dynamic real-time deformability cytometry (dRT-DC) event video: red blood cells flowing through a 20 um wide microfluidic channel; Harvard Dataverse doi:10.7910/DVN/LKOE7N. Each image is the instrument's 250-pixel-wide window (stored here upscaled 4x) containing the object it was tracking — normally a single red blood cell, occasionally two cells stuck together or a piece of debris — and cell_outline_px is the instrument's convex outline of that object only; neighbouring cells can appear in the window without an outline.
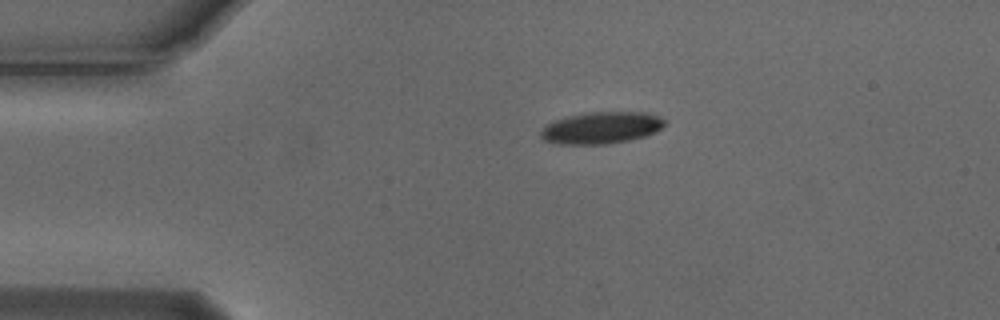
{"species": "Egyptian fruit bat (a non-hibernating species)", "species_latin": "Rousettus aegyptiacus", "temperature_condition": "cold", "stored_images_in_passage": 45, "camera_frame_rate_fps": 3000, "um_per_image_px": 0.085, "animal": {"sex": "male"}, "frame": {"image": 1, "passage_image": 1, "time_ms": 0.0, "image_size_px": [1000, 320], "cell_outline_px": [[664, 124], [656, 132], [644, 136], [628, 140], [604, 144], [556, 144], [544, 140], [540, 136], [540, 132], [548, 124], [556, 120], [568, 116], [588, 112], [644, 112], [660, 116], [664, 120]], "centroid_in_image_um": [51.11, 10.86], "position_along_channel_um": 33.9, "area_um2": 22.77}}
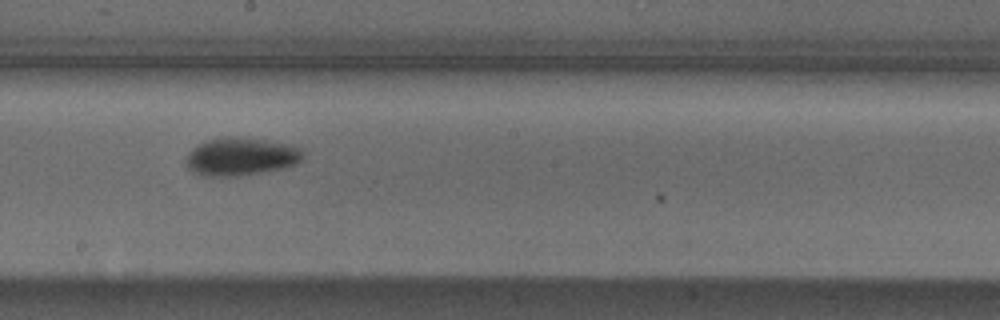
{"frame": {"image": 2, "passage_image": 20, "time_ms": 6.333, "image_size_px": [1000, 320], "cell_outline_px": [[304, 156], [296, 164], [280, 168], [240, 176], [204, 176], [188, 168], [184, 160], [188, 152], [196, 144], [208, 140], [228, 136], [244, 136], [296, 144], [300, 148]], "centroid_in_image_um": [20.48, 13.27], "position_along_channel_um": 227.7, "area_um2": 26.3}}
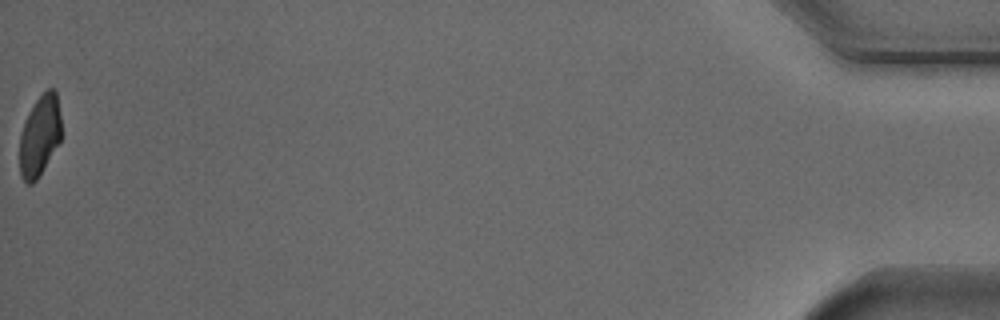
{"frame": {"image": 3, "passage_image": 45, "time_ms": 14.667, "image_size_px": [1000, 320], "cell_outline_px": [[60, 140], [36, 180], [32, 184], [28, 184], [20, 176], [20, 132], [28, 112], [36, 100], [48, 88], [52, 88], [56, 92], [60, 116]], "centroid_in_image_um": [3.35, 11.53], "position_along_channel_um": 431.8, "area_um2": 19.25}, "authors_computed_cell_mechanics": {"area_um2": 23.5246, "velocity_mm_per_s": 3.7179, "shape_relaxation_time_tau1_ms": 3.7417, "shape_relaxation_time_tau2_ms": null, "deformation_change_tau1": 0.1407, "deformation_change_tau2": null}}